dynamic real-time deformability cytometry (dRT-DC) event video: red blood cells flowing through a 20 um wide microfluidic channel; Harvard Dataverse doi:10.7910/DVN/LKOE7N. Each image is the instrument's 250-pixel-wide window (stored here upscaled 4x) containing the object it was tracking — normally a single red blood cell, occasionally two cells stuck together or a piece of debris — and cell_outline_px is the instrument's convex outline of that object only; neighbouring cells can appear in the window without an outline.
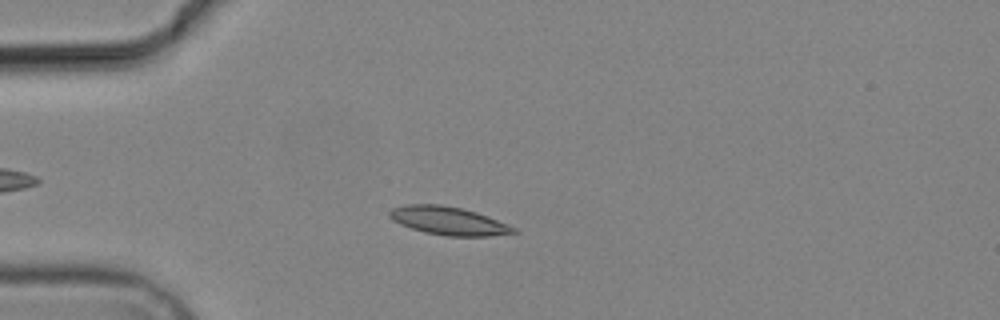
{"species": "common noctule bat (a hibernating species)", "species_latin": "Nyctalus noctula", "temperature_condition": "cold", "stored_images_in_passage": 3, "camera_frame_rate_fps": 3000, "um_per_image_px": 0.085, "animal": {"sex": "male", "body_mass_g": 19.2, "forearm_length_mm": 51.8}, "frame": {"image": 1, "passage_image": 3, "time_ms": 2.333, "image_size_px": [1000, 320], "cell_outline_px": [[520, 232], [488, 236], [448, 236], [424, 232], [400, 224], [392, 220], [388, 216], [388, 212], [392, 208], [404, 204], [440, 204], [460, 208], [476, 212], [488, 216], [516, 228]], "centroid_in_image_um": [38.1, 18.76], "position_along_channel_um": 46.9, "area_um2": 20.4}}